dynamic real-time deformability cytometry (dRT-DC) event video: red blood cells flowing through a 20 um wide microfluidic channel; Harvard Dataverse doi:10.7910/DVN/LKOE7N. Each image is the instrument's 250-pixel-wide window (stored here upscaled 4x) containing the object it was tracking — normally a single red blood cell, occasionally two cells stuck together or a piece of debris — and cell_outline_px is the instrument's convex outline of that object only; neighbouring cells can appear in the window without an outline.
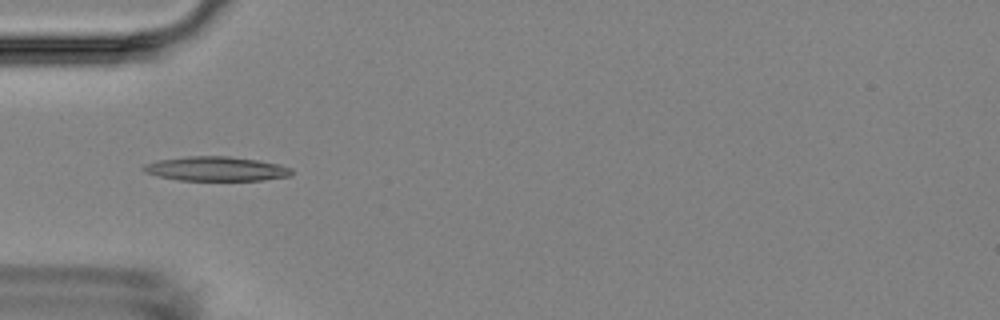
{"species": "Egyptian fruit bat (a non-hibernating species)", "species_latin": "Rousettus aegyptiacus", "temperature_condition": "room temperature", "stored_images_in_passage": 4, "camera_frame_rate_fps": 3000, "um_per_image_px": 0.085, "animal": {"sex": "female"}, "frame": {"image": 1, "passage_image": 4, "time_ms": 4.0, "image_size_px": [1000, 320], "cell_outline_px": [[292, 176], [264, 180], [180, 180], [156, 176], [144, 172], [140, 168], [144, 164], [156, 160], [184, 156], [228, 156], [260, 160], [280, 164], [292, 168]], "centroid_in_image_um": [18.36, 14.34], "position_along_channel_um": 66.6, "area_um2": 21.39}}